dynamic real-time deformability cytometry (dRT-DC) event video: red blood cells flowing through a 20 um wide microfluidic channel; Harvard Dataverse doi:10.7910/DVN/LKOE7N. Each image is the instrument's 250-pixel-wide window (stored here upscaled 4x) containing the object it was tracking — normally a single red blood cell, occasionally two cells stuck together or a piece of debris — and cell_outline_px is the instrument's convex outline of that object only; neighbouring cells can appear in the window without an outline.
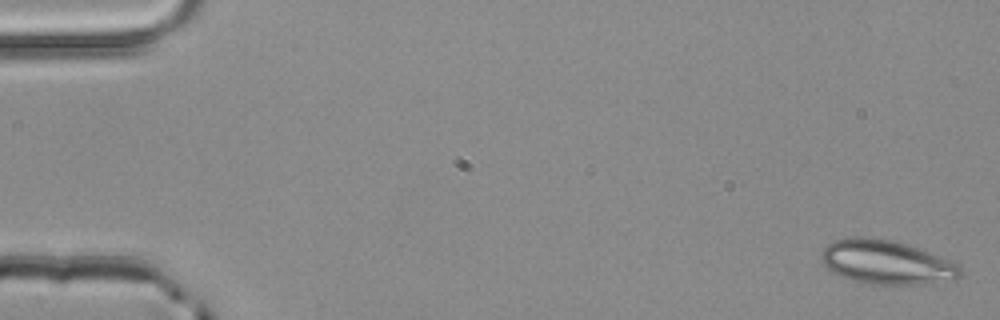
{"species": "common noctule bat (a hibernating species)", "species_latin": "Nyctalus noctula", "temperature_condition": "room temperature", "stored_images_in_passage": 4, "camera_frame_rate_fps": 3000, "um_per_image_px": 0.085, "animal": {"sex": "male", "body_mass_g": 20.4}, "frame": {"image": 1, "passage_image": 1, "time_ms": 0.0, "image_size_px": [1000, 320], "cell_outline_px": [[964, 272], [956, 280], [924, 284], [868, 284], [852, 280], [840, 276], [832, 272], [820, 260], [820, 252], [828, 244], [836, 240], [852, 236], [864, 236], [892, 240], [928, 252], [960, 264]], "centroid_in_image_um": [75.35, 22.3], "position_along_channel_um": 9.6, "area_um2": 35.84}}